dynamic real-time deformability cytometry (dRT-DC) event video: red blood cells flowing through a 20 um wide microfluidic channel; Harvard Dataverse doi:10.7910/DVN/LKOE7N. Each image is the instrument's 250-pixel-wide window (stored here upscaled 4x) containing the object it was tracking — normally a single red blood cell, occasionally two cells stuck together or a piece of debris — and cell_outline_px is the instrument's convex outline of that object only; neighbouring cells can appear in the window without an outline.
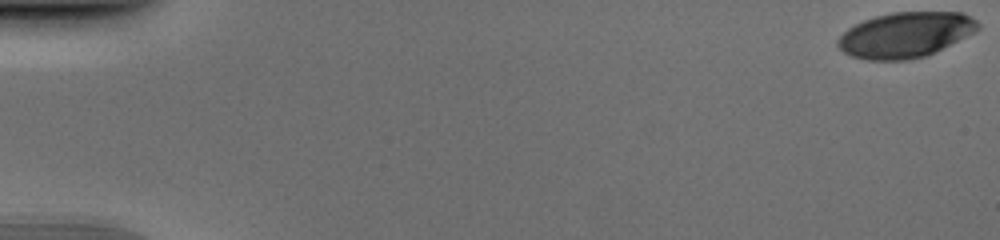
{"species": "human", "species_latin": "Homo sapiens", "temperature_condition": "cold", "stored_images_in_passage": 53, "camera_frame_rate_fps": 3000, "um_per_image_px": 0.085, "donor": {"sex": "male"}, "frame": {"image": 1, "passage_image": 1, "time_ms": 0.0, "image_size_px": [1000, 240], "cell_outline_px": [[980, 28], [928, 56], [908, 60], [868, 60], [852, 56], [844, 52], [836, 44], [836, 40], [848, 28], [864, 20], [876, 16], [892, 12], [964, 12], [976, 20], [980, 24]], "centroid_in_image_um": [76.96, 2.96], "position_along_channel_um": 8.0, "area_um2": 36.93}}
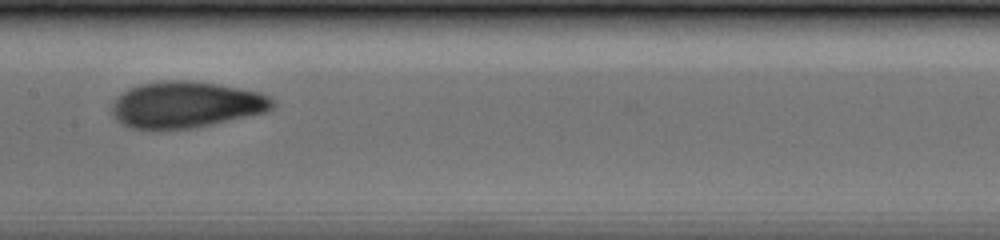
{"frame": {"image": 2, "passage_image": 28, "time_ms": 9.0, "image_size_px": [1000, 240], "cell_outline_px": [[276, 104], [272, 108], [264, 112], [192, 128], [156, 132], [132, 128], [124, 124], [112, 112], [112, 104], [128, 88], [140, 84], [160, 80], [192, 80], [220, 84], [260, 92], [276, 100]], "centroid_in_image_um": [15.81, 8.9], "position_along_channel_um": 191.6, "area_um2": 43.7}}
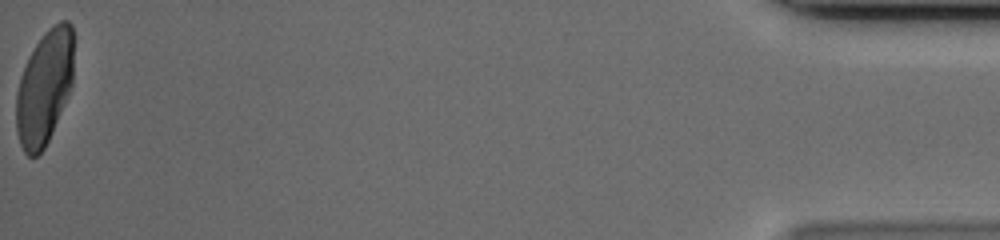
{"frame": {"image": 3, "passage_image": 53, "time_ms": 17.333, "image_size_px": [1000, 240], "cell_outline_px": [[72, 84], [64, 104], [52, 132], [44, 148], [36, 156], [28, 156], [24, 152], [20, 144], [16, 132], [16, 92], [20, 76], [28, 56], [44, 32], [48, 28], [60, 20], [68, 20], [72, 24]], "centroid_in_image_um": [3.75, 7.42], "position_along_channel_um": 431.5, "area_um2": 38.21}}